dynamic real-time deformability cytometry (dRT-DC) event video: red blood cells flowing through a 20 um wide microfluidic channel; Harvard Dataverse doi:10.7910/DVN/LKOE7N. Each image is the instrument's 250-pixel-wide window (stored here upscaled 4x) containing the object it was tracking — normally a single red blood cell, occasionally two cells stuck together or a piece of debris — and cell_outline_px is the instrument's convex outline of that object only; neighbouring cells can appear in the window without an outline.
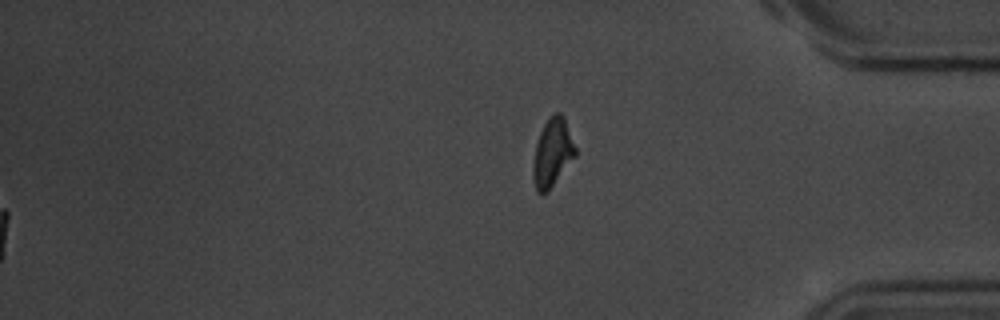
{"species": "common noctule bat (a hibernating species)", "species_latin": "Nyctalus noctula", "temperature_condition": "room temperature", "stored_images_in_passage": 55, "segment_of_instrument_passage": [2, 2], "camera_frame_rate_fps": 3000, "um_per_image_px": 0.085, "animal": {"sex": "male", "body_mass_g": 20.1, "forearm_length_mm": 53.5}, "frame": {"image": 1, "passage_image": 55, "time_ms": 18.0, "image_size_px": [1000, 320], "cell_outline_px": [[576, 156], [548, 192], [536, 192], [532, 176], [532, 164], [536, 144], [540, 132], [548, 116], [556, 112], [560, 112], [564, 116], [576, 148]], "centroid_in_image_um": [46.95, 12.97], "position_along_channel_um": 388.2, "area_um2": 16.99}}